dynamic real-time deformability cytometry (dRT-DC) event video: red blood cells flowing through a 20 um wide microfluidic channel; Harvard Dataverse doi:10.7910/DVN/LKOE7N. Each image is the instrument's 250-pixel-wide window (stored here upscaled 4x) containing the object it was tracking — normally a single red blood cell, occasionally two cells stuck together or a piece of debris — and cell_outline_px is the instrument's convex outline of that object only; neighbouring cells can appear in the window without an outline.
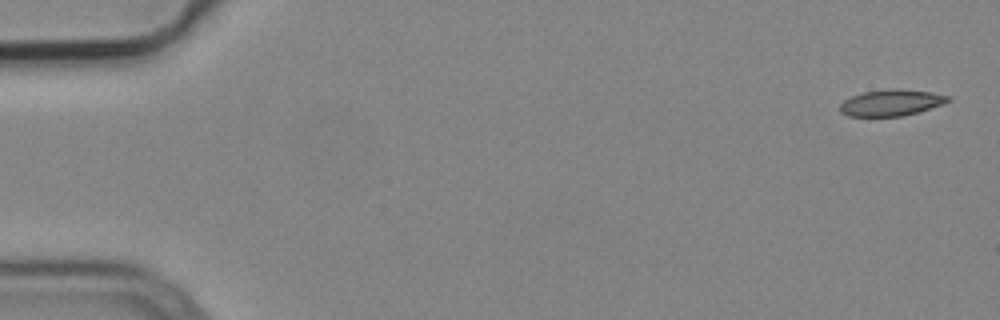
{"species": "common noctule bat (a hibernating species)", "species_latin": "Nyctalus noctula", "temperature_condition": "cold", "stored_images_in_passage": 5, "camera_frame_rate_fps": 3000, "um_per_image_px": 0.085, "animal": {"sex": "male", "body_mass_g": 19.2, "forearm_length_mm": 51.8}, "frame": {"image": 1, "passage_image": 1, "time_ms": 0.0, "image_size_px": [1000, 320], "cell_outline_px": [[952, 100], [944, 104], [904, 116], [848, 116], [840, 112], [840, 104], [844, 100], [852, 96], [864, 92], [892, 88], [900, 88], [932, 92], [952, 96]], "centroid_in_image_um": [75.81, 8.72], "position_along_channel_um": 9.2, "area_um2": 16.76}}
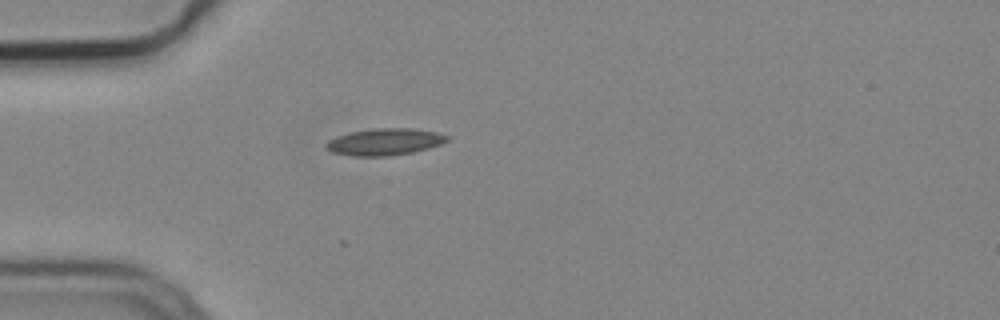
{"frame": {"image": 2, "passage_image": 5, "time_ms": 1.333, "image_size_px": [1000, 320], "cell_outline_px": [[448, 140], [440, 144], [428, 148], [412, 152], [392, 156], [352, 156], [332, 152], [324, 144], [328, 140], [336, 136], [352, 132], [376, 128], [412, 128], [436, 132], [448, 136]], "centroid_in_image_um": [32.68, 12.06], "position_along_channel_um": 52.3, "area_um2": 18.79}}